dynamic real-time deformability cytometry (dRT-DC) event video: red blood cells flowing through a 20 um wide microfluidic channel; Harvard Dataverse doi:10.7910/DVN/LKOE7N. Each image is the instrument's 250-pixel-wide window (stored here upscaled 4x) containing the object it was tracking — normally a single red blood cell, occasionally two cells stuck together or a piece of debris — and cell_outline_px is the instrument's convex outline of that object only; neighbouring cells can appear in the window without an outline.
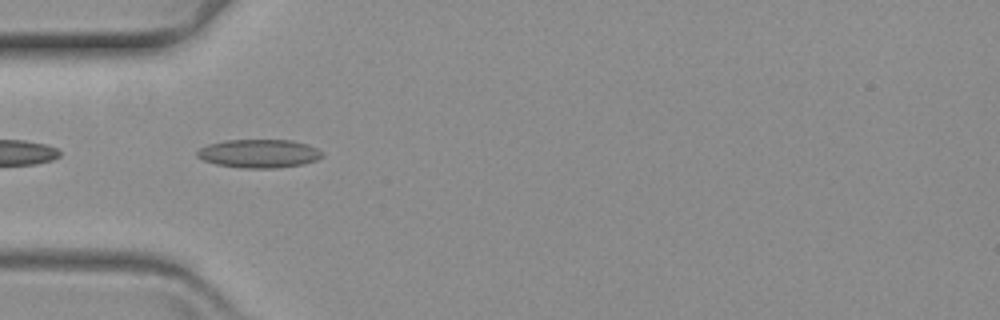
{"species": "common noctule bat (a hibernating species)", "species_latin": "Nyctalus noctula", "temperature_condition": "warm", "stored_images_in_passage": 7, "camera_frame_rate_fps": 3000, "um_per_image_px": 0.085, "animal": {"sex": "female", "body_mass_g": 19.3, "forearm_length_mm": 54.1}, "frame": {"image": 1, "passage_image": 2, "time_ms": 0.333, "image_size_px": [1000, 320], "cell_outline_px": [[324, 156], [316, 160], [304, 164], [276, 168], [240, 168], [216, 164], [204, 160], [196, 156], [196, 152], [200, 148], [208, 144], [228, 140], [292, 140], [308, 144], [324, 152]], "centroid_in_image_um": [22.04, 13.05], "position_along_channel_um": 63.0, "area_um2": 20.87}}